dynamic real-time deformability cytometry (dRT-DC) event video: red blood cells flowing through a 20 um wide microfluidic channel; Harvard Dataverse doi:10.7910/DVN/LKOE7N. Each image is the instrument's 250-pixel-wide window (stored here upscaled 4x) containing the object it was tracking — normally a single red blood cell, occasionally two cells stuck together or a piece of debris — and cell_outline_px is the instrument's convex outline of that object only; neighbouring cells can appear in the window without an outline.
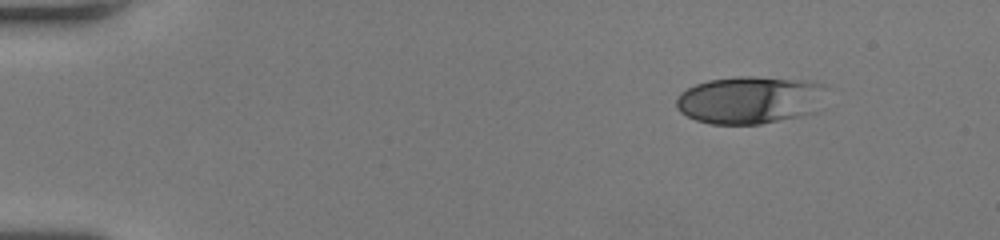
{"species": "human", "species_latin": "Homo sapiens", "temperature_condition": "room temperature", "stored_images_in_passage": 46, "camera_frame_rate_fps": 3000, "um_per_image_px": 0.085, "donor": {"sex": "female"}, "frame": {"image": 1, "passage_image": 1, "time_ms": 0.0, "image_size_px": [1000, 240], "cell_outline_px": [[828, 88], [816, 112], [760, 124], [712, 124], [696, 120], [680, 112], [676, 108], [676, 100], [680, 92], [696, 84], [708, 80], [736, 76], [752, 76], [808, 80], [824, 84]], "centroid_in_image_um": [63.76, 8.48], "position_along_channel_um": 21.2, "area_um2": 41.96}}
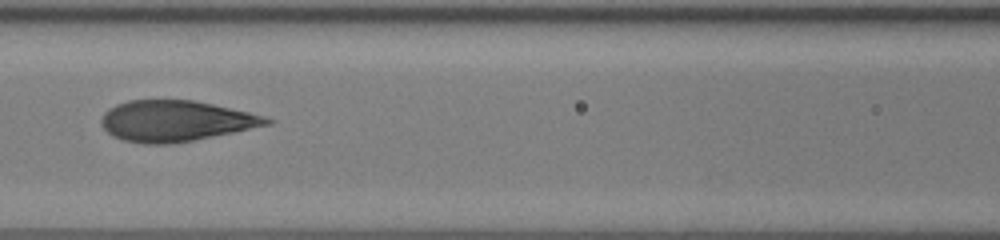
{"frame": {"image": 2, "passage_image": 19, "time_ms": 6.0, "image_size_px": [1000, 240], "cell_outline_px": [[272, 124], [192, 140], [168, 144], [144, 144], [124, 140], [112, 136], [104, 128], [100, 120], [104, 112], [108, 108], [116, 104], [128, 100], [192, 100], [212, 104], [248, 112], [264, 116], [272, 120]], "centroid_in_image_um": [14.88, 10.27], "position_along_channel_um": 151.7, "area_um2": 39.02}}
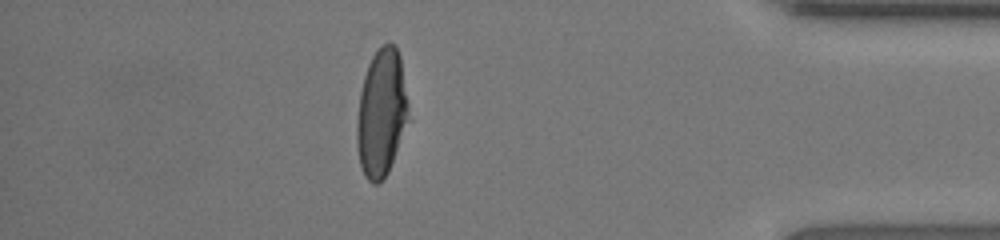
{"frame": {"image": 3, "passage_image": 40, "time_ms": 13.0, "image_size_px": [1000, 240], "cell_outline_px": [[408, 112], [388, 172], [376, 184], [372, 184], [364, 176], [360, 168], [356, 144], [356, 124], [360, 92], [364, 76], [368, 64], [372, 56], [388, 40], [396, 44], [400, 56], [408, 104]], "centroid_in_image_um": [32.37, 9.56], "position_along_channel_um": 402.8, "area_um2": 37.8}, "authors_computed_cell_mechanics": {"area_um2": 39.4774, "velocity_mm_per_s": 4.0892, "shape_relaxation_time_tau1_ms": 4.3063, "shape_relaxation_time_tau2_ms": null, "deformation_change_tau1": 0.2252, "deformation_change_tau2": null}}